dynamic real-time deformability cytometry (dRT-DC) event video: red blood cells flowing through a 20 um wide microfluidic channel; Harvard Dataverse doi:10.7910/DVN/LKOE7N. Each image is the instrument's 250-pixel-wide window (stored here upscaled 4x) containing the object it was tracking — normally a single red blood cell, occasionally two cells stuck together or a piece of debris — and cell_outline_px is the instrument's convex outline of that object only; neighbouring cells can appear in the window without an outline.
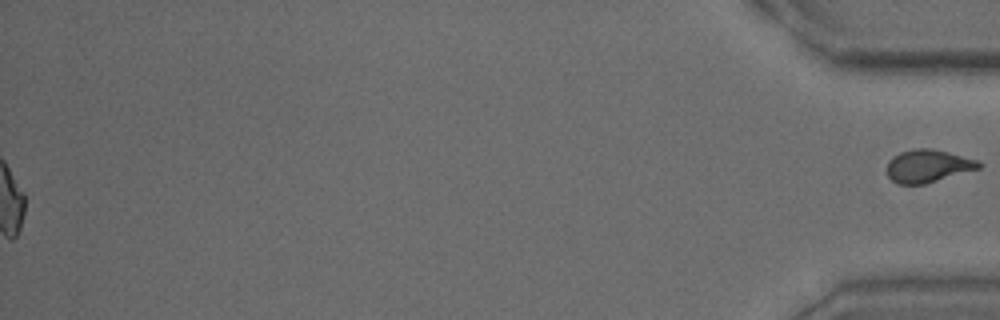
{"species": "common noctule bat (a hibernating species)", "species_latin": "Nyctalus noctula", "temperature_condition": "warm", "stored_images_in_passage": 56, "segment_of_instrument_passage": [2, 2], "camera_frame_rate_fps": 3000, "um_per_image_px": 0.085, "animal": {"sex": "male", "body_mass_g": 15.6}, "frame": {"image": 1, "passage_image": 56, "time_ms": 18.333, "image_size_px": [1000, 320], "cell_outline_px": [[984, 164], [980, 168], [924, 184], [896, 184], [888, 176], [888, 160], [892, 156], [900, 152], [916, 148], [932, 148], [948, 152], [976, 160]], "centroid_in_image_um": [78.86, 14.1], "position_along_channel_um": 356.3, "area_um2": 17.46}}